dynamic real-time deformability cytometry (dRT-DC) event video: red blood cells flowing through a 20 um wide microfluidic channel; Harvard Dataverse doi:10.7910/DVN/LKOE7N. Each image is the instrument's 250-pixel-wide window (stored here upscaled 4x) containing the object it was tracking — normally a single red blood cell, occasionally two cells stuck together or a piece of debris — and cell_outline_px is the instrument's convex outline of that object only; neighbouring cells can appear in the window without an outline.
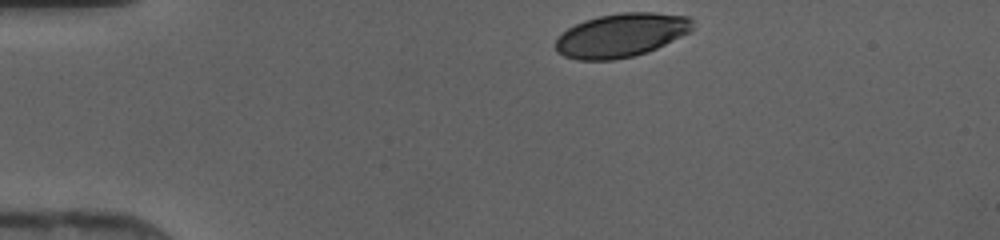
{"species": "human", "species_latin": "Homo sapiens", "temperature_condition": "cold", "stored_images_in_passage": 31, "camera_frame_rate_fps": 3000, "um_per_image_px": 0.085, "donor": {"sex": "female"}, "frame": {"image": 1, "passage_image": 1, "time_ms": 0.0, "image_size_px": [1000, 240], "cell_outline_px": [[692, 28], [688, 32], [648, 52], [632, 56], [612, 60], [576, 60], [564, 56], [556, 52], [556, 40], [568, 28], [584, 20], [600, 16], [620, 12], [652, 12], [688, 16], [692, 20]], "centroid_in_image_um": [52.77, 2.99], "position_along_channel_um": 32.2, "area_um2": 34.62}}
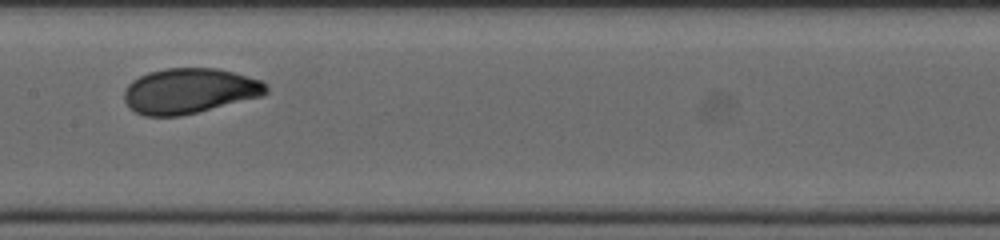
{"frame": {"image": 2, "passage_image": 16, "time_ms": 5.0, "image_size_px": [1000, 240], "cell_outline_px": [[268, 92], [264, 96], [180, 116], [144, 116], [128, 108], [124, 100], [124, 88], [132, 80], [148, 72], [164, 68], [216, 68], [232, 72], [260, 80], [268, 88]], "centroid_in_image_um": [16.07, 7.73], "position_along_channel_um": 191.3, "area_um2": 37.57}}
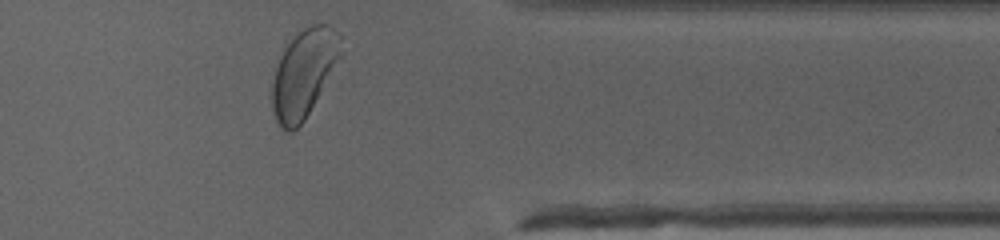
{"frame": {"image": 3, "passage_image": 30, "time_ms": 9.667, "image_size_px": [1000, 240], "cell_outline_px": [[340, 56], [304, 120], [292, 132], [284, 132], [280, 128], [276, 120], [272, 108], [272, 80], [284, 40], [304, 28], [312, 24], [328, 24], [332, 28], [340, 52]], "centroid_in_image_um": [25.7, 6.24], "position_along_channel_um": 385.7, "area_um2": 34.62}}